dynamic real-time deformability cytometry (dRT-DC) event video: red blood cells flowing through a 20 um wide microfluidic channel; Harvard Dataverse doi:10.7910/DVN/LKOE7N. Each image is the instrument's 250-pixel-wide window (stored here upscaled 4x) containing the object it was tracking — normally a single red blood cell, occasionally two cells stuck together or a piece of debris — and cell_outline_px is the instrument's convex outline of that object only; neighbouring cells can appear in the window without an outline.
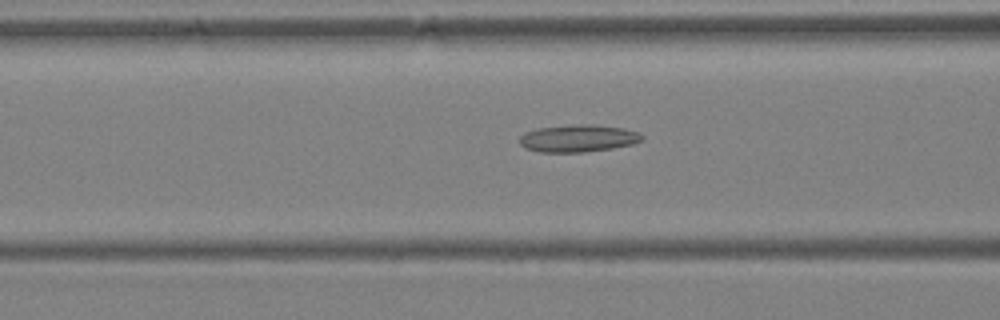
{"species": "Egyptian fruit bat (a non-hibernating species)", "species_latin": "Rousettus aegyptiacus", "temperature_condition": "warm", "stored_images_in_passage": 5, "camera_frame_rate_fps": 3000, "um_per_image_px": 0.085, "animal": {"sex": "female"}, "frame": {"image": 1, "passage_image": 5, "time_ms": 1.333, "image_size_px": [1000, 320], "cell_outline_px": [[644, 140], [632, 144], [612, 148], [584, 152], [540, 152], [524, 148], [520, 144], [520, 136], [524, 132], [536, 128], [576, 124], [596, 124], [624, 128], [640, 132], [644, 136]], "centroid_in_image_um": [49.16, 11.75], "position_along_channel_um": 117.4, "area_um2": 19.77}}